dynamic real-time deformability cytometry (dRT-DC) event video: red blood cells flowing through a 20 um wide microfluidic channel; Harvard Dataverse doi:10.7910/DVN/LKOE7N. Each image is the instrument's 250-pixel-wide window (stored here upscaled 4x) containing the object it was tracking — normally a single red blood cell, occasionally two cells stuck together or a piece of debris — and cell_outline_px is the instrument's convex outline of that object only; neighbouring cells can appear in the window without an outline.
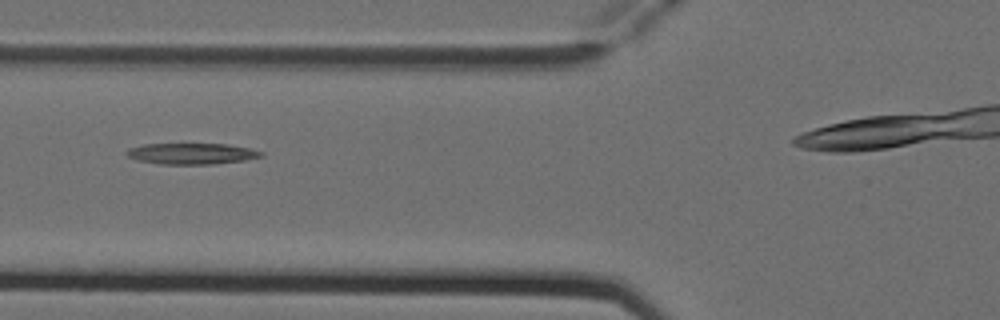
{"species": "Egyptian fruit bat (a non-hibernating species)", "species_latin": "Rousettus aegyptiacus", "temperature_condition": "cold", "stored_images_in_passage": 6, "segment_of_instrument_passage": [1, 2], "camera_frame_rate_fps": 3000, "um_per_image_px": 0.085, "animal": {"sex": "female"}, "frame": {"image": 1, "passage_image": 2, "time_ms": 0.333, "image_size_px": [1000, 320], "cell_outline_px": [[264, 156], [244, 160], [212, 164], [160, 164], [140, 160], [128, 156], [124, 152], [128, 148], [144, 144], [228, 144], [248, 148], [264, 152]], "centroid_in_image_um": [16.29, 13.05], "position_along_channel_um": 109.5, "area_um2": 16.42}}
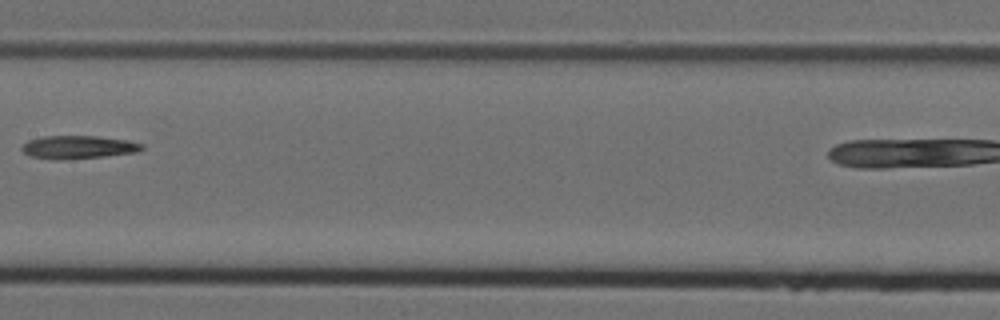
{"frame": {"image": 2, "passage_image": 4, "time_ms": 1.0, "image_size_px": [1000, 320], "cell_outline_px": [[144, 148], [136, 152], [104, 156], [60, 160], [52, 160], [28, 156], [20, 148], [28, 140], [44, 136], [96, 136], [128, 140], [144, 144]], "centroid_in_image_um": [6.62, 12.51], "position_along_channel_um": 200.8, "area_um2": 16.24}}
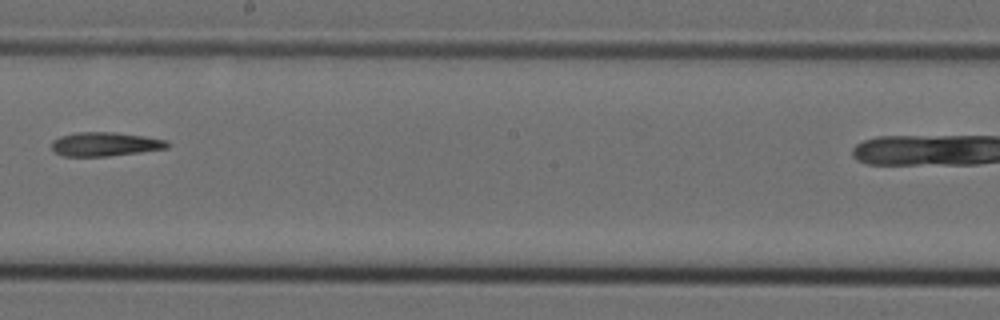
{"frame": {"image": 3, "passage_image": 5, "time_ms": 1.333, "image_size_px": [1000, 320], "cell_outline_px": [[172, 144], [168, 148], [140, 152], [108, 156], [64, 156], [52, 152], [52, 140], [60, 136], [76, 132], [112, 132], [144, 136], [168, 140]], "centroid_in_image_um": [8.94, 12.25], "position_along_channel_um": 239.3, "area_um2": 16.3}}